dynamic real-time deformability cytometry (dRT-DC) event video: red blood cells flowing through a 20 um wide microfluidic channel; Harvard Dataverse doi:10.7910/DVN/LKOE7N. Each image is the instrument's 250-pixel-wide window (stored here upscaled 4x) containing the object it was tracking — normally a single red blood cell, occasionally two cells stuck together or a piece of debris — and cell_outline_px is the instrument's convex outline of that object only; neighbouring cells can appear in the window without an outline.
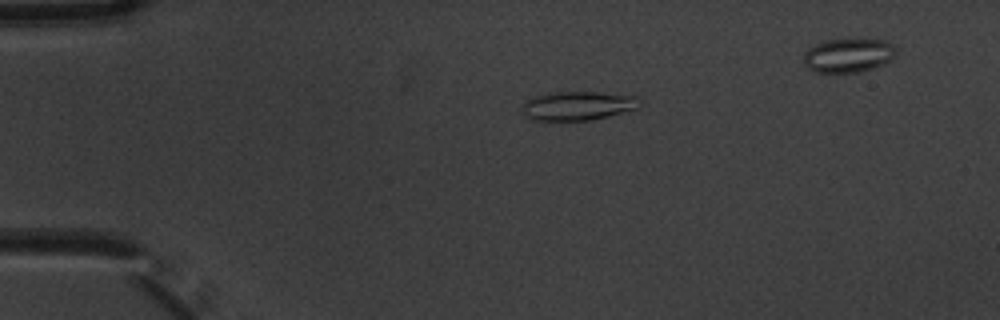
{"species": "common noctule bat (a hibernating species)", "species_latin": "Nyctalus noctula", "temperature_condition": "warm", "stored_images_in_passage": 5, "segment_of_instrument_passage": [1, 2], "camera_frame_rate_fps": 3000, "um_per_image_px": 0.085, "animal": {"sex": "male", "body_mass_g": 20.1, "forearm_length_mm": 53.5}, "frame": {"image": 1, "passage_image": 3, "time_ms": 0.667, "image_size_px": [1000, 320], "cell_outline_px": [[640, 96], [636, 108], [608, 116], [588, 120], [528, 120], [520, 112], [524, 100], [536, 96], [552, 92], [596, 92]], "centroid_in_image_um": [49.02, 8.99], "position_along_channel_um": 36.0, "area_um2": 19.83}}